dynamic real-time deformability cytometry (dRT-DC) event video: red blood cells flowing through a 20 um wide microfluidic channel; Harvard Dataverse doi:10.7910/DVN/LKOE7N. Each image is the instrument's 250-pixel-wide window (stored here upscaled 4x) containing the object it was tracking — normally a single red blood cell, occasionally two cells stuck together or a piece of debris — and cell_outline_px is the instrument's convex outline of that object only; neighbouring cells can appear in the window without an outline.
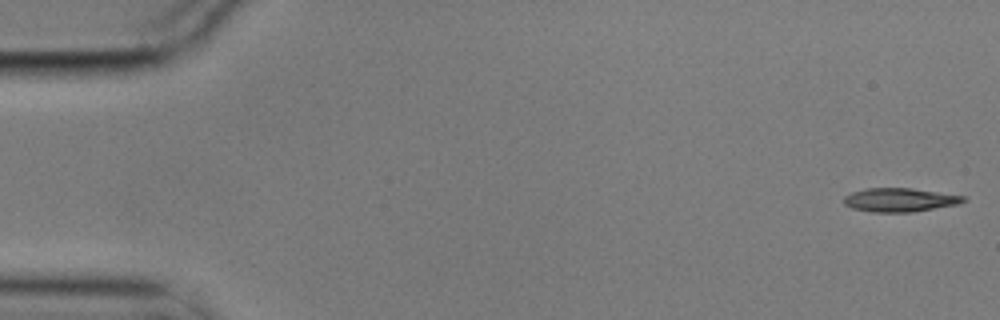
{"species": "common noctule bat (a hibernating species)", "species_latin": "Nyctalus noctula", "temperature_condition": "cold", "stored_images_in_passage": 3, "camera_frame_rate_fps": 3000, "um_per_image_px": 0.085, "animal": {"sex": "male", "body_mass_g": 17.9}, "frame": {"image": 1, "passage_image": 1, "time_ms": 0.0, "image_size_px": [1000, 320], "cell_outline_px": [[968, 200], [956, 204], [912, 212], [872, 212], [852, 208], [844, 204], [844, 196], [852, 192], [864, 188], [912, 188], [964, 196]], "centroid_in_image_um": [76.44, 16.98], "position_along_channel_um": 8.6, "area_um2": 16.42}}